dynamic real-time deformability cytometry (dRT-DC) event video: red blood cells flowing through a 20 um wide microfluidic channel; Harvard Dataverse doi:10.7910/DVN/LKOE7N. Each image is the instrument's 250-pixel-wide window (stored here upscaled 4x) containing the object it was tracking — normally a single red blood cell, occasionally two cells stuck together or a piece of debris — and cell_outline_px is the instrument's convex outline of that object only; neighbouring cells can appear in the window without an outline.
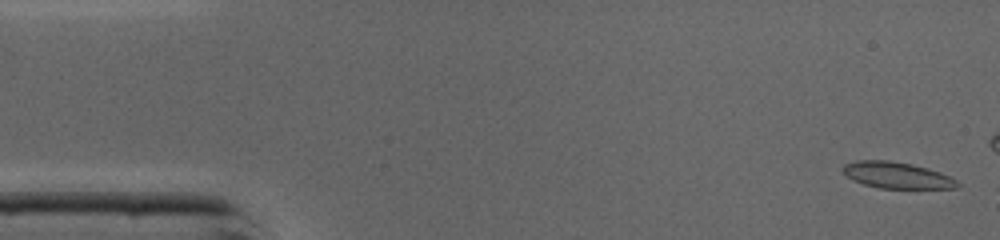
{"species": "common noctule bat (a hibernating species)", "species_latin": "Nyctalus noctula", "temperature_condition": "cold", "stored_images_in_passage": 46, "camera_frame_rate_fps": 3000, "um_per_image_px": 0.085, "animal": {"sex": "male", "body_mass_g": 19.0, "forearm_length_mm": 50.8}, "frame": {"image": 1, "passage_image": 1, "time_ms": 0.0, "image_size_px": [1000, 240], "cell_outline_px": [[960, 184], [956, 188], [880, 188], [864, 184], [852, 180], [840, 168], [844, 164], [856, 160], [888, 160], [912, 164], [928, 168], [940, 172], [956, 180]], "centroid_in_image_um": [76.2, 14.88], "position_along_channel_um": 8.8, "area_um2": 17.51}}
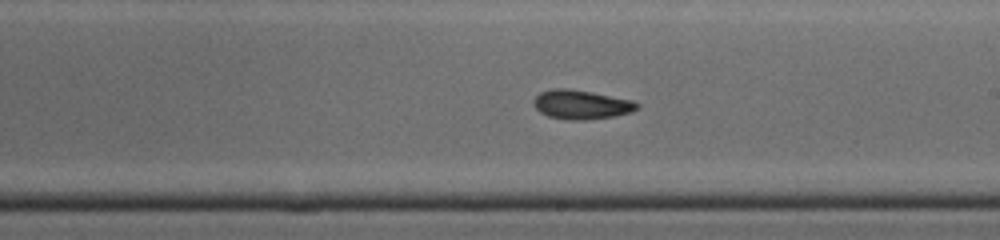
{"frame": {"image": 2, "passage_image": 25, "time_ms": 8.0, "image_size_px": [1000, 240], "cell_outline_px": [[640, 104], [632, 112], [616, 116], [584, 120], [568, 120], [548, 116], [540, 112], [536, 108], [536, 96], [540, 92], [552, 88], [568, 88], [636, 100]], "centroid_in_image_um": [49.47, 8.89], "position_along_channel_um": 239.5, "area_um2": 17.57}}
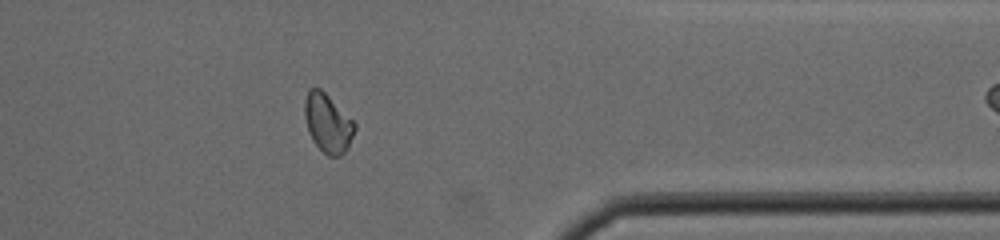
{"frame": {"image": 3, "passage_image": 36, "time_ms": 11.667, "image_size_px": [1000, 240], "cell_outline_px": [[356, 128], [348, 148], [340, 156], [328, 156], [312, 140], [308, 132], [304, 116], [304, 100], [308, 88], [320, 88], [356, 124]], "centroid_in_image_um": [27.84, 10.47], "position_along_channel_um": 383.6, "area_um2": 16.99}, "authors_computed_cell_mechanics": {"area_um2": 17.3978, "velocity_mm_per_s": 4.3751, "shape_relaxation_time_tau1_ms": null, "shape_relaxation_time_tau2_ms": 3.4184, "deformation_change_tau1": null, "deformation_change_tau2": 0.0865}}